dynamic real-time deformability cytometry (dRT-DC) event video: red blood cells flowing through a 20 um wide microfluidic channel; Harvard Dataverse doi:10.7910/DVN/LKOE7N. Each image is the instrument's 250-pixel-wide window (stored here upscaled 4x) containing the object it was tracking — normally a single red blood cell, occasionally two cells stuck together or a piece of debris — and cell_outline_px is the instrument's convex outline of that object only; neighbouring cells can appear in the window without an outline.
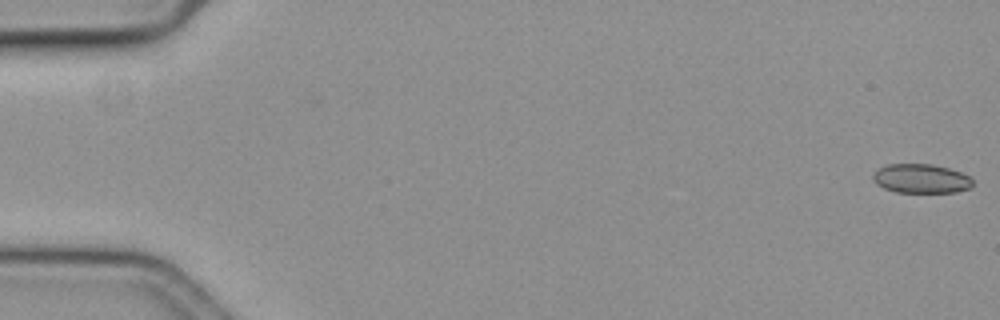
{"species": "common noctule bat (a hibernating species)", "species_latin": "Nyctalus noctula", "temperature_condition": "cold", "stored_images_in_passage": 57, "camera_frame_rate_fps": 3000, "um_per_image_px": 0.085, "animal": {"sex": "female", "body_mass_g": 19.3, "forearm_length_mm": 54.1}, "frame": {"image": 1, "passage_image": 1, "time_ms": 0.0, "image_size_px": [1000, 320], "cell_outline_px": [[972, 184], [968, 188], [956, 192], [896, 192], [884, 188], [876, 184], [872, 180], [872, 172], [888, 164], [932, 164], [948, 168], [972, 176]], "centroid_in_image_um": [78.27, 15.17], "position_along_channel_um": 6.7, "area_um2": 16.99}}
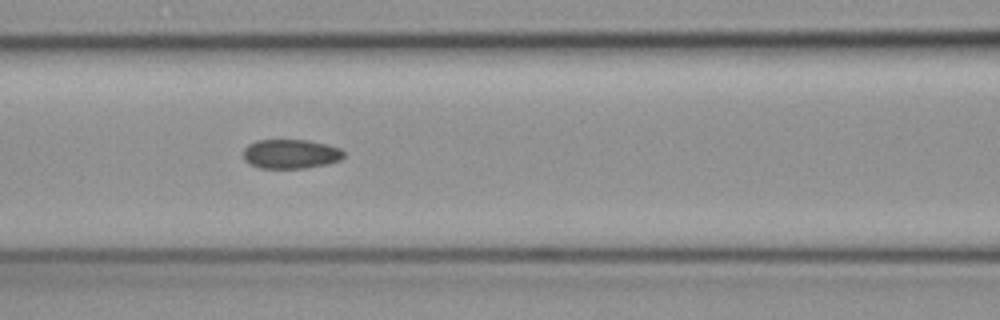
{"frame": {"image": 2, "passage_image": 26, "time_ms": 8.333, "image_size_px": [1000, 320], "cell_outline_px": [[344, 156], [340, 160], [328, 164], [308, 168], [260, 168], [248, 164], [244, 160], [244, 148], [248, 144], [256, 140], [308, 140], [340, 148], [344, 152]], "centroid_in_image_um": [24.69, 13.09], "position_along_channel_um": 141.9, "area_um2": 17.28}}
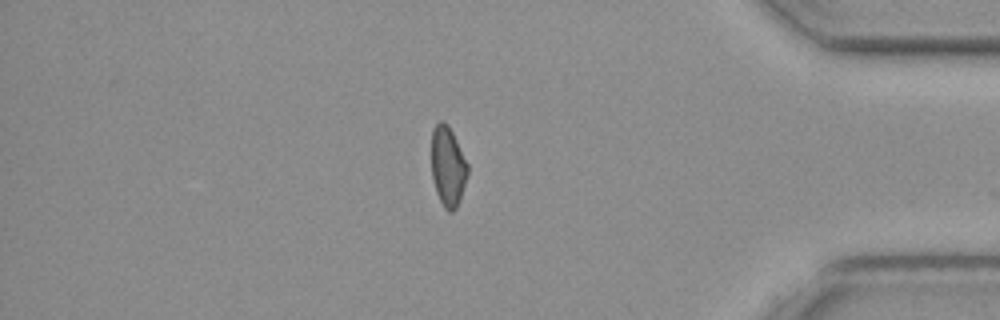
{"frame": {"image": 3, "passage_image": 50, "time_ms": 16.333, "image_size_px": [1000, 320], "cell_outline_px": [[468, 172], [456, 208], [452, 212], [448, 212], [444, 208], [436, 192], [432, 180], [432, 128], [440, 120], [444, 120], [448, 124], [468, 164]], "centroid_in_image_um": [38.05, 14.12], "position_along_channel_um": 397.2, "area_um2": 16.7}}